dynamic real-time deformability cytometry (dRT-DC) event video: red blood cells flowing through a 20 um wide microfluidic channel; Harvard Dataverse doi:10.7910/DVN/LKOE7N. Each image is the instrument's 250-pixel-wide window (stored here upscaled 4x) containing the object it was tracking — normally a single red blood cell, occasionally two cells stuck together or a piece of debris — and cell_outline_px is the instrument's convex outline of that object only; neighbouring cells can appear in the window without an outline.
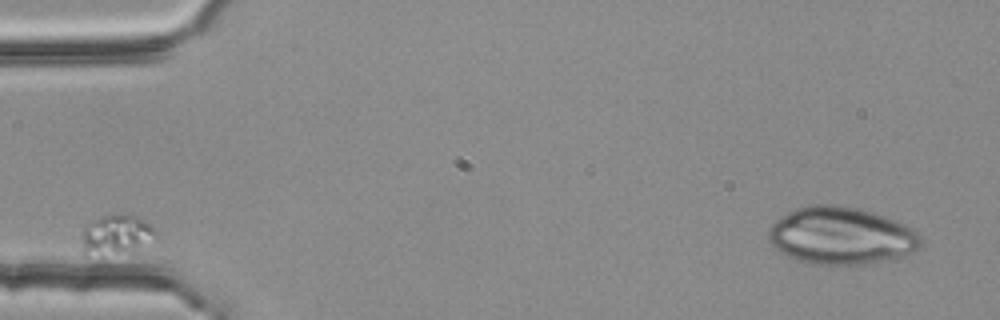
{"species": "common noctule bat (a hibernating species)", "species_latin": "Nyctalus noctula", "temperature_condition": "room temperature", "stored_images_in_passage": 7, "segment_of_instrument_passage": [1, 2], "camera_frame_rate_fps": 3000, "um_per_image_px": 0.085, "animal": {"sex": "female", "body_mass_g": 25.1}, "frame": {"image": 1, "passage_image": 1, "time_ms": 0.0, "image_size_px": [1000, 320], "cell_outline_px": [[156, 236], [132, 252], [84, 256], [80, 252], [80, 248], [84, 228], [92, 220], [112, 212], [124, 212], [136, 216], [148, 224], [156, 232]], "centroid_in_image_um": [9.8, 19.94], "position_along_channel_um": 75.2, "area_um2": 17.51}}